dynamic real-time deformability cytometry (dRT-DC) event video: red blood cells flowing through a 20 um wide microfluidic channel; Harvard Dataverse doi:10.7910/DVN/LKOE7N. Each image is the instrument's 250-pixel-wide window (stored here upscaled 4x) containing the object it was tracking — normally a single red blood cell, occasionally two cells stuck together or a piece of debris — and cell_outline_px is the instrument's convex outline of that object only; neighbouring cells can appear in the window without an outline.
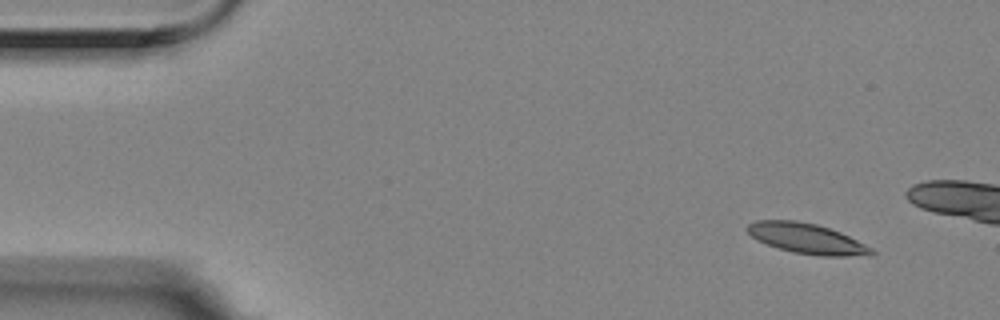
{"species": "Egyptian fruit bat (a non-hibernating species)", "species_latin": "Rousettus aegyptiacus", "temperature_condition": "room temperature", "stored_images_in_passage": 5, "camera_frame_rate_fps": 3000, "um_per_image_px": 0.085, "animal": {"sex": "female"}, "frame": {"image": 1, "passage_image": 1, "time_ms": 0.0, "image_size_px": [1000, 320], "cell_outline_px": [[876, 252], [848, 256], [820, 256], [792, 252], [756, 240], [748, 232], [748, 224], [756, 220], [796, 220], [816, 224], [840, 232], [872, 248]], "centroid_in_image_um": [68.53, 20.26], "position_along_channel_um": 16.5, "area_um2": 21.44}}